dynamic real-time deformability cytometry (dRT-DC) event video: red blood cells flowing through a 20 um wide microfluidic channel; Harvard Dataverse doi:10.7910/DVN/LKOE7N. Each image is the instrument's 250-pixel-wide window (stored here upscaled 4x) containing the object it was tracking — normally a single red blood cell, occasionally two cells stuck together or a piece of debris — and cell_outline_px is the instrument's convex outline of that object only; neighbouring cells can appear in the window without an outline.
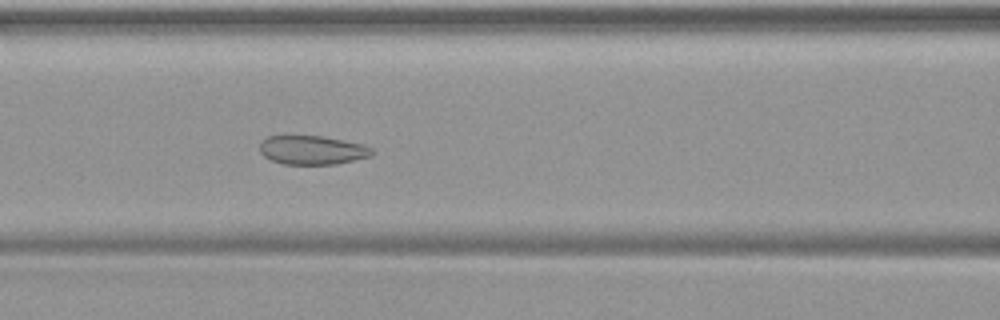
{"species": "common noctule bat (a hibernating species)", "species_latin": "Nyctalus noctula", "temperature_condition": "warm", "stored_images_in_passage": 50, "camera_frame_rate_fps": 3000, "um_per_image_px": 0.085, "animal": {"sex": "female", "body_mass_g": 19.9}, "frame": {"image": 1, "passage_image": 22, "time_ms": 7.0, "image_size_px": [1000, 320], "cell_outline_px": [[376, 152], [372, 156], [336, 164], [284, 164], [272, 160], [264, 156], [260, 152], [260, 140], [268, 136], [324, 136], [364, 144], [372, 148]], "centroid_in_image_um": [26.58, 12.75], "position_along_channel_um": 140.0, "area_um2": 19.07}}
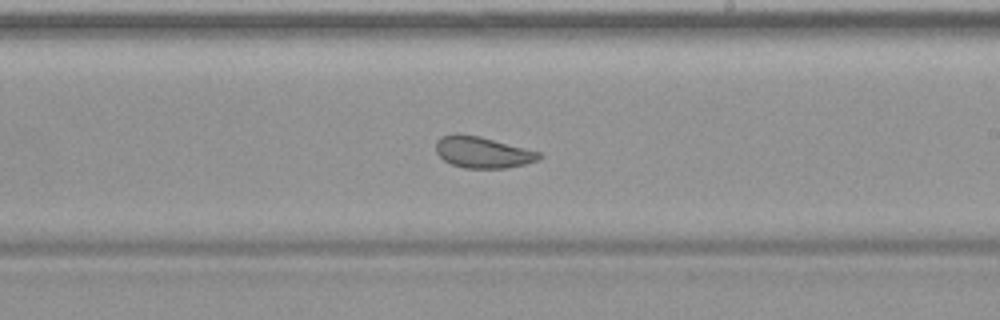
{"frame": {"image": 2, "passage_image": 30, "time_ms": 9.667, "image_size_px": [1000, 320], "cell_outline_px": [[544, 156], [540, 160], [524, 164], [504, 168], [464, 168], [452, 164], [444, 160], [436, 152], [436, 140], [440, 136], [480, 136], [540, 152]], "centroid_in_image_um": [41.07, 12.97], "position_along_channel_um": 247.9, "area_um2": 18.44}}
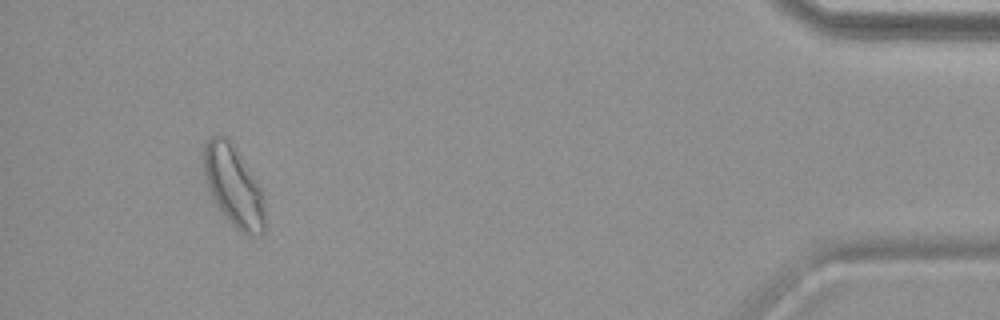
{"frame": {"image": 3, "passage_image": 47, "time_ms": 15.333, "image_size_px": [1000, 320], "cell_outline_px": [[264, 232], [256, 236], [248, 236], [240, 232], [228, 220], [216, 204], [204, 180], [204, 144], [212, 136], [220, 132], [228, 136], [264, 192]], "centroid_in_image_um": [19.86, 15.79], "position_along_channel_um": 415.3, "area_um2": 29.07}}